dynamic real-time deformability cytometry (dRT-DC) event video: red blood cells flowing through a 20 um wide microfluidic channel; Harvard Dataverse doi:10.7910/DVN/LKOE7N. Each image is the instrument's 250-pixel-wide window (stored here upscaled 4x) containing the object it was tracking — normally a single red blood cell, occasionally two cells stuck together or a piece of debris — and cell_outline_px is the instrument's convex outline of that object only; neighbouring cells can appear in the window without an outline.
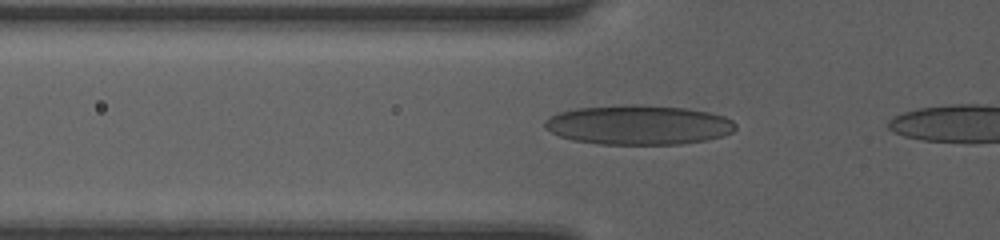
{"species": "human", "species_latin": "Homo sapiens", "temperature_condition": "room temperature", "stored_images_in_passage": 7, "camera_frame_rate_fps": 3000, "um_per_image_px": 0.085, "donor": {"sex": "female"}, "frame": {"image": 1, "passage_image": 5, "time_ms": 1.333, "image_size_px": [1000, 240], "cell_outline_px": [[736, 128], [732, 132], [724, 136], [708, 140], [680, 144], [596, 144], [572, 140], [560, 136], [544, 128], [544, 120], [556, 112], [576, 108], [632, 104], [640, 104], [684, 108], [708, 112], [724, 116], [732, 120], [736, 124]], "centroid_in_image_um": [54.26, 10.62], "position_along_channel_um": 71.5, "area_um2": 44.27}}